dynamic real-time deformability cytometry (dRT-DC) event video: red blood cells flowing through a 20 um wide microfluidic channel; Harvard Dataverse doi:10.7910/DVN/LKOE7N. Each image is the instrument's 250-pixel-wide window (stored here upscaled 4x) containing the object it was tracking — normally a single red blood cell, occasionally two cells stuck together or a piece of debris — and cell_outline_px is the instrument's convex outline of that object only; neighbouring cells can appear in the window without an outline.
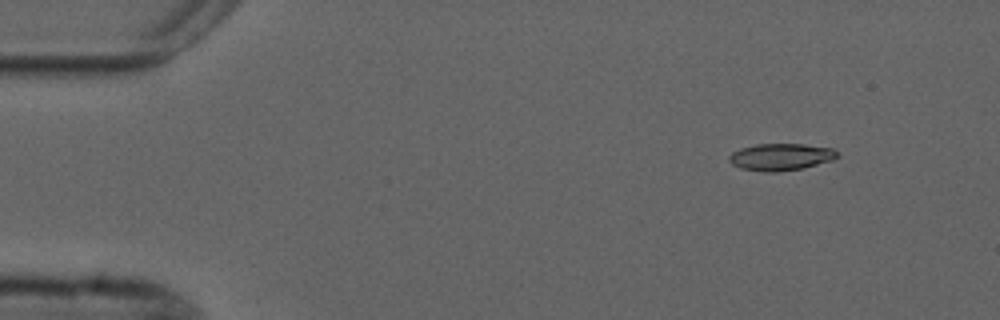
{"species": "common noctule bat (a hibernating species)", "species_latin": "Nyctalus noctula", "temperature_condition": "cold", "stored_images_in_passage": 8, "camera_frame_rate_fps": 3000, "um_per_image_px": 0.085, "animal": {"sex": "male", "forearm_length_mm": 52.5}, "frame": {"image": 1, "passage_image": 1, "time_ms": 0.0, "image_size_px": [1000, 320], "cell_outline_px": [[840, 156], [832, 160], [804, 168], [776, 172], [764, 172], [740, 168], [732, 164], [728, 160], [728, 156], [732, 152], [740, 148], [756, 144], [804, 144], [832, 148]], "centroid_in_image_um": [66.35, 13.34], "position_along_channel_um": 18.7, "area_um2": 17.11}}
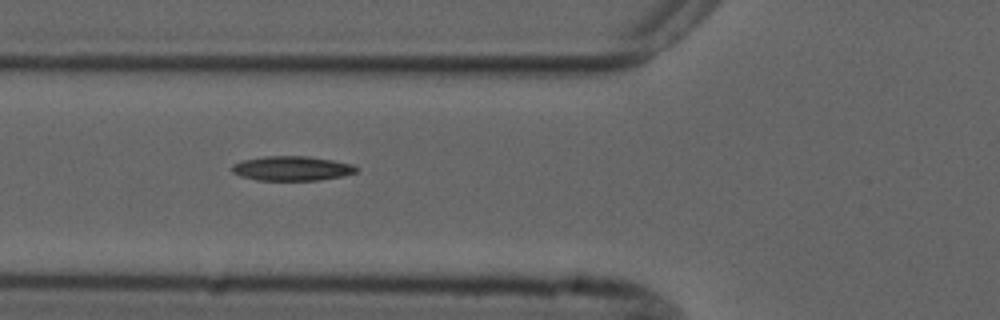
{"frame": {"image": 2, "passage_image": 5, "time_ms": 4.667, "image_size_px": [1000, 320], "cell_outline_px": [[356, 172], [344, 176], [320, 180], [256, 180], [240, 176], [232, 172], [232, 164], [244, 160], [264, 156], [308, 156], [332, 160], [352, 164], [356, 168]], "centroid_in_image_um": [24.79, 14.31], "position_along_channel_um": 101.0, "area_um2": 17.74}}
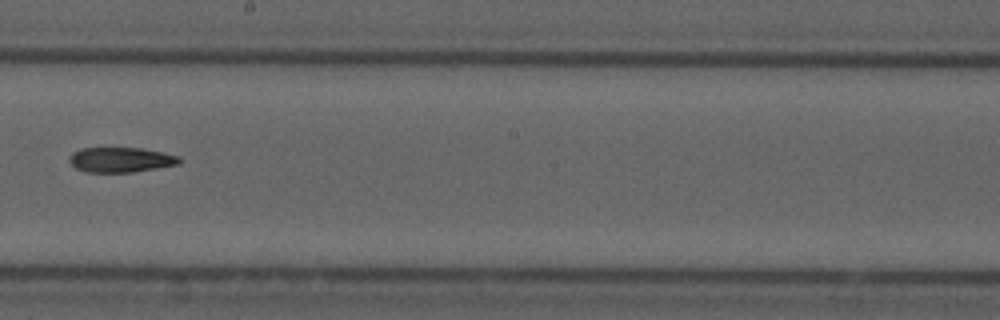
{"frame": {"image": 3, "passage_image": 8, "time_ms": 8.333, "image_size_px": [1000, 320], "cell_outline_px": [[184, 160], [180, 164], [132, 172], [84, 172], [76, 168], [68, 160], [68, 156], [72, 152], [80, 148], [140, 148], [180, 156]], "centroid_in_image_um": [10.26, 13.58], "position_along_channel_um": 237.9, "area_um2": 16.13}}